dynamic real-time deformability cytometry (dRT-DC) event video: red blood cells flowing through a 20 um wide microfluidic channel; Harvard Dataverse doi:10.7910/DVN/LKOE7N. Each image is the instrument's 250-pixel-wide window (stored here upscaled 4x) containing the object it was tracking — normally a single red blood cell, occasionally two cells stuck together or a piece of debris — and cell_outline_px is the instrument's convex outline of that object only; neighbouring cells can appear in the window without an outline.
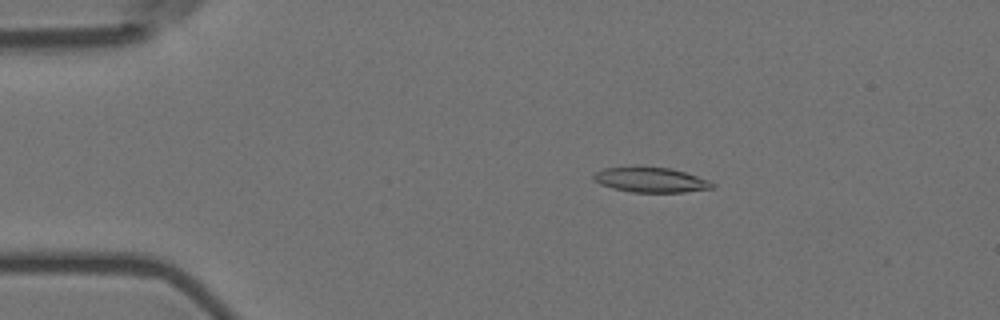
{"species": "Egyptian fruit bat (a non-hibernating species)", "species_latin": "Rousettus aegyptiacus", "temperature_condition": "room temperature", "stored_images_in_passage": 51, "camera_frame_rate_fps": 3000, "um_per_image_px": 0.085, "animal": {"sex": "female"}, "frame": {"image": 1, "passage_image": 9, "time_ms": 2.667, "image_size_px": [1000, 320], "cell_outline_px": [[716, 184], [712, 188], [684, 192], [632, 192], [612, 188], [600, 184], [592, 176], [596, 172], [604, 168], [672, 168], [708, 180]], "centroid_in_image_um": [55.34, 15.31], "position_along_channel_um": 29.7, "area_um2": 16.76}}
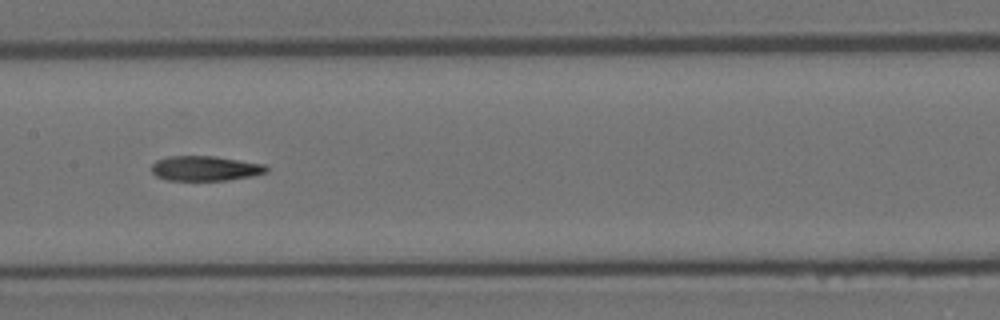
{"frame": {"image": 2, "passage_image": 27, "time_ms": 8.667, "image_size_px": [1000, 320], "cell_outline_px": [[268, 172], [252, 176], [228, 180], [168, 180], [156, 176], [152, 172], [152, 164], [156, 160], [168, 156], [216, 156], [264, 164], [268, 168]], "centroid_in_image_um": [17.45, 14.31], "position_along_channel_um": 190.0, "area_um2": 16.7}}
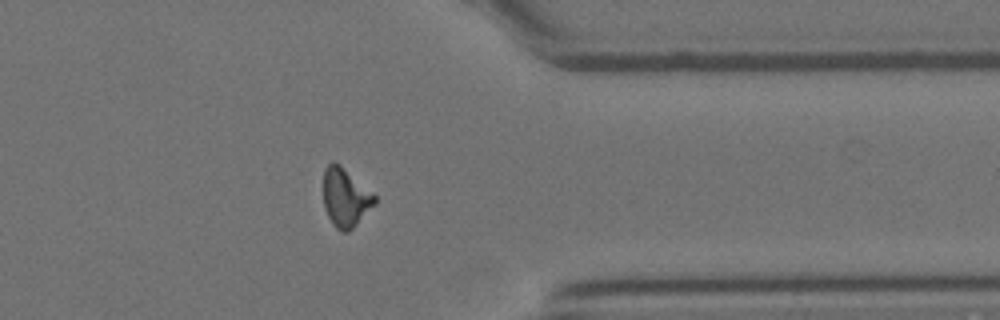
{"frame": {"image": 3, "passage_image": 44, "time_ms": 14.333, "image_size_px": [1000, 320], "cell_outline_px": [[376, 204], [348, 232], [344, 232], [336, 228], [332, 224], [324, 208], [324, 168], [332, 160], [340, 164], [376, 196]], "centroid_in_image_um": [29.35, 16.78], "position_along_channel_um": 382.0, "area_um2": 17.46}, "authors_computed_cell_mechanics": {"area_um2": 17.1666, "velocity_mm_per_s": 3.5762, "shape_relaxation_time_tau1_ms": null, "shape_relaxation_time_tau2_ms": 5.0522, "deformation_change_tau1": null, "deformation_change_tau2": 0.1423}}